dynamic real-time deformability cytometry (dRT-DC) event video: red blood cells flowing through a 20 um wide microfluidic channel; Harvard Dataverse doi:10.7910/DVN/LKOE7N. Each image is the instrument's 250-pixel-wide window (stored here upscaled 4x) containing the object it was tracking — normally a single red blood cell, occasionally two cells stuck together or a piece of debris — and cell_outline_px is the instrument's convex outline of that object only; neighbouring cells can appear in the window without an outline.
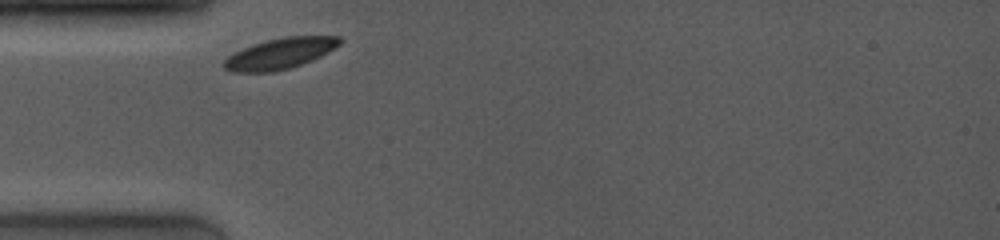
{"species": "common noctule bat (a hibernating species)", "species_latin": "Nyctalus noctula", "temperature_condition": "room temperature", "stored_images_in_passage": 25, "camera_frame_rate_fps": 4000, "um_per_image_px": 0.085, "animal": {"sex": "female", "body_mass_g": 19.0, "forearm_length_mm": 53.3}, "frame": {"image": 1, "passage_image": 1, "time_ms": 0.0, "image_size_px": [1000, 240], "cell_outline_px": [[344, 40], [340, 44], [328, 52], [312, 60], [288, 68], [272, 72], [232, 72], [224, 68], [224, 60], [232, 52], [252, 44], [284, 36], [340, 36]], "centroid_in_image_um": [23.79, 4.54], "position_along_channel_um": 61.2, "area_um2": 20.81}}
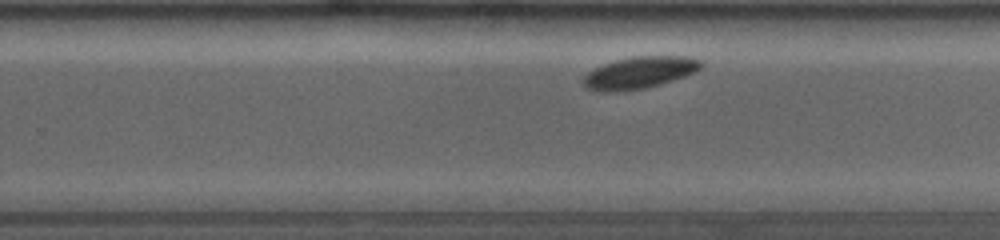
{"frame": {"image": 2, "passage_image": 17, "time_ms": 5.75, "image_size_px": [1000, 240], "cell_outline_px": [[704, 64], [696, 72], [660, 84], [644, 88], [604, 92], [584, 88], [580, 80], [588, 72], [604, 64], [616, 60], [636, 56], [684, 56], [704, 60]], "centroid_in_image_um": [54.36, 6.17], "position_along_channel_um": 275.4, "area_um2": 21.79}}
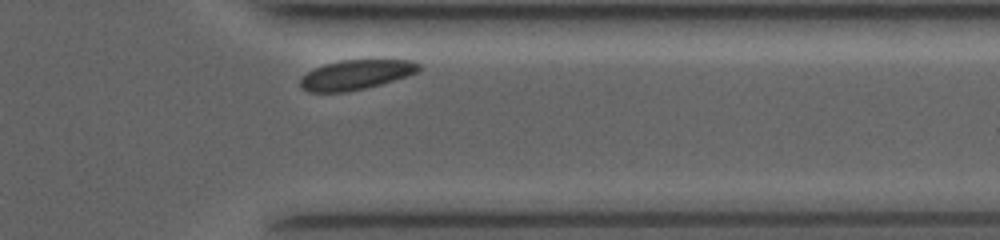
{"frame": {"image": 3, "passage_image": 24, "time_ms": 8.5, "image_size_px": [1000, 240], "cell_outline_px": [[420, 72], [380, 84], [348, 92], [312, 92], [304, 88], [300, 84], [300, 76], [324, 64], [340, 60], [412, 60], [420, 64]], "centroid_in_image_um": [30.28, 6.34], "position_along_channel_um": 381.1, "area_um2": 20.4}, "authors_computed_cell_mechanics": {"area_um2": 21.5594, "velocity_mm_per_s": 3.769, "shape_relaxation_time_tau1_ms": 0.3782, "shape_relaxation_time_tau2_ms": null, "deformation_change_tau1": 0.0357, "deformation_change_tau2": null}}